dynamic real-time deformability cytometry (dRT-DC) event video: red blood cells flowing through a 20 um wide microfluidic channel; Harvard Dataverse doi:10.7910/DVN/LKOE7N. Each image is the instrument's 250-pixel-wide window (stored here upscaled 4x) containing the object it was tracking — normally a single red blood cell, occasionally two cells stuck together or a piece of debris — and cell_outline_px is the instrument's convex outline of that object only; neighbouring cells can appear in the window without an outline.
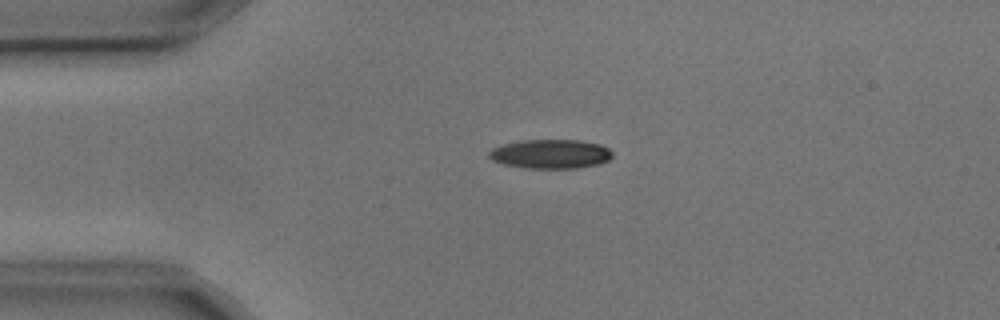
{"species": "common noctule bat (a hibernating species)", "species_latin": "Nyctalus noctula", "temperature_condition": "cold", "stored_images_in_passage": 9, "camera_frame_rate_fps": 3000, "um_per_image_px": 0.085, "animal": {"sex": "male", "body_mass_g": 17.9, "forearm_length_mm": 54.2}, "frame": {"image": 1, "passage_image": 1, "time_ms": 0.0, "image_size_px": [1000, 320], "cell_outline_px": [[612, 156], [608, 160], [600, 164], [576, 168], [524, 168], [504, 164], [492, 160], [488, 156], [488, 152], [492, 148], [504, 144], [520, 140], [580, 140], [600, 144], [608, 148], [612, 152]], "centroid_in_image_um": [46.79, 13.08], "position_along_channel_um": 38.2, "area_um2": 21.04}}
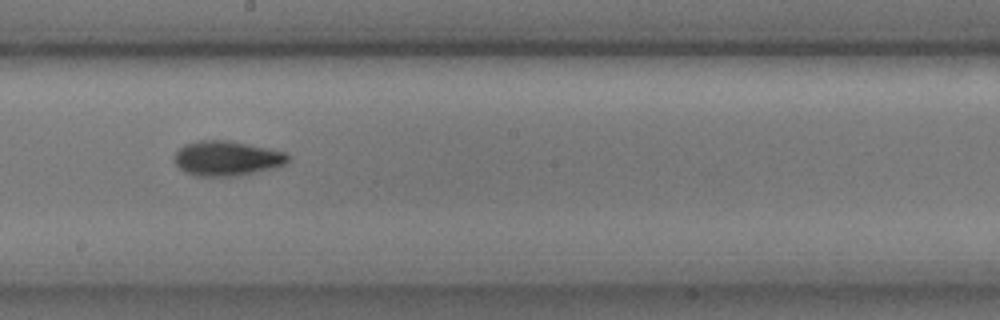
{"frame": {"image": 2, "passage_image": 6, "time_ms": 1.667, "image_size_px": [1000, 320], "cell_outline_px": [[288, 160], [284, 164], [272, 168], [240, 176], [196, 176], [184, 172], [176, 164], [176, 152], [184, 144], [200, 140], [228, 140], [268, 148], [284, 152], [288, 156]], "centroid_in_image_um": [19.26, 13.46], "position_along_channel_um": 228.9, "area_um2": 22.89}}
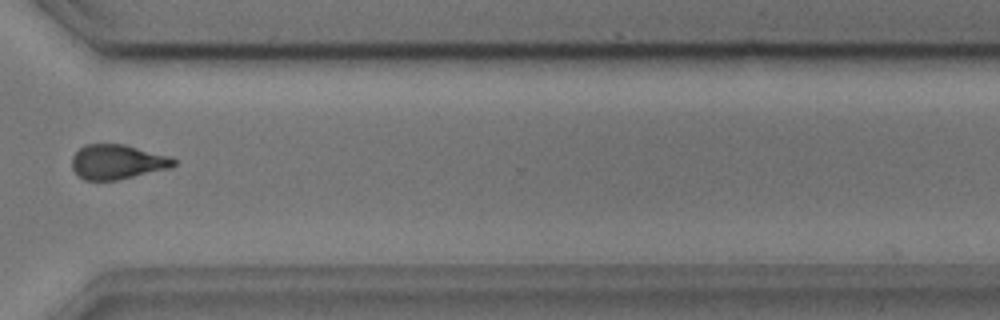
{"frame": {"image": 3, "passage_image": 9, "time_ms": 2.667, "image_size_px": [1000, 320], "cell_outline_px": [[176, 164], [168, 168], [116, 180], [84, 180], [72, 168], [72, 156], [84, 144], [124, 144], [172, 156], [176, 160]], "centroid_in_image_um": [9.97, 13.74], "position_along_channel_um": 360.6, "area_um2": 20.46}}